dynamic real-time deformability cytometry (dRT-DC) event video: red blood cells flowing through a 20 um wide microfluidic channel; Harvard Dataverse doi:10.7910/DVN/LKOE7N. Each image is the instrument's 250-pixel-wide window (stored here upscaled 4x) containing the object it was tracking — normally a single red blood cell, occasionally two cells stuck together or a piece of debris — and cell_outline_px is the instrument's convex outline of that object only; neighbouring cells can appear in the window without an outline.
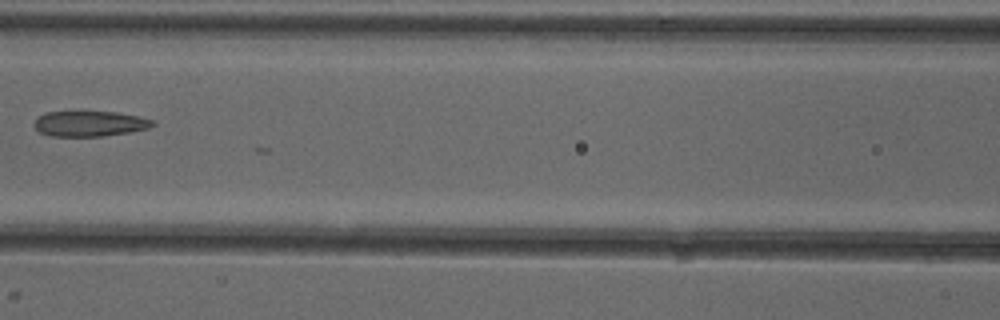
{"species": "common noctule bat (a hibernating species)", "species_latin": "Nyctalus noctula", "temperature_condition": "cold", "stored_images_in_passage": 7, "camera_frame_rate_fps": 3000, "um_per_image_px": 0.085, "animal": {"sex": "female"}, "frame": {"image": 1, "passage_image": 7, "time_ms": 7.667, "image_size_px": [1000, 320], "cell_outline_px": [[156, 124], [148, 128], [128, 132], [100, 136], [52, 136], [40, 132], [32, 124], [44, 112], [80, 108], [116, 112], [136, 116], [152, 120]], "centroid_in_image_um": [7.55, 10.45], "position_along_channel_um": 159.0, "area_um2": 18.26}}